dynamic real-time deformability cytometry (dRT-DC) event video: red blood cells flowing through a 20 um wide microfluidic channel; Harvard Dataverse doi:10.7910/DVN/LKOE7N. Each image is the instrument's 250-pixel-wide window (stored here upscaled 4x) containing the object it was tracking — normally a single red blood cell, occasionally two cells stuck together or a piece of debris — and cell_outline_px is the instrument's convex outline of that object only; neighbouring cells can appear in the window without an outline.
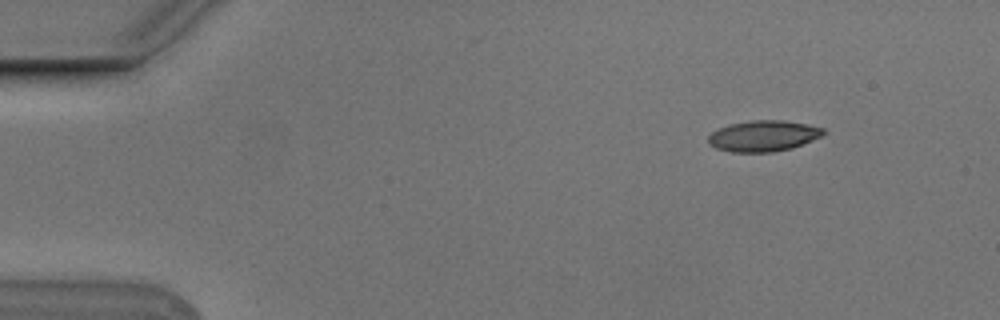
{"species": "Egyptian fruit bat (a non-hibernating species)", "species_latin": "Rousettus aegyptiacus", "temperature_condition": "cold", "stored_images_in_passage": 49, "camera_frame_rate_fps": 3000, "um_per_image_px": 0.085, "animal": {"sex": "male"}, "frame": {"image": 1, "passage_image": 1, "time_ms": 0.0, "image_size_px": [1000, 320], "cell_outline_px": [[828, 132], [812, 140], [792, 148], [772, 152], [732, 152], [716, 148], [708, 144], [708, 136], [716, 128], [728, 124], [752, 120], [784, 120], [808, 124], [824, 128]], "centroid_in_image_um": [64.87, 11.54], "position_along_channel_um": 20.1, "area_um2": 20.98}}
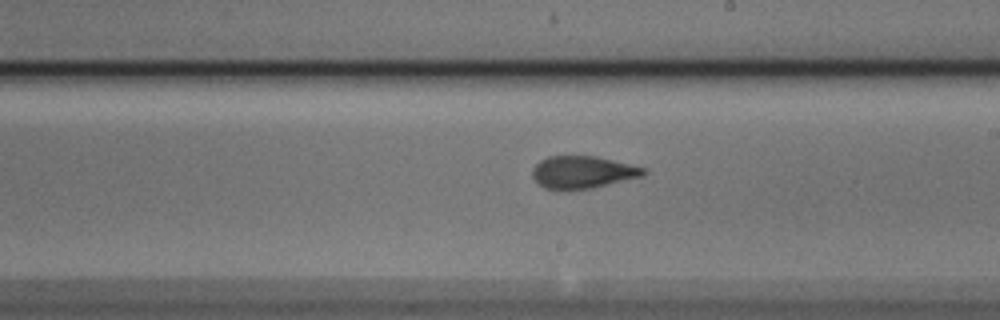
{"frame": {"image": 2, "passage_image": 26, "time_ms": 8.333, "image_size_px": [1000, 320], "cell_outline_px": [[648, 172], [644, 176], [592, 188], [544, 188], [532, 176], [532, 168], [540, 160], [548, 156], [596, 156], [648, 168]], "centroid_in_image_um": [49.59, 14.61], "position_along_channel_um": 239.4, "area_um2": 20.81}}
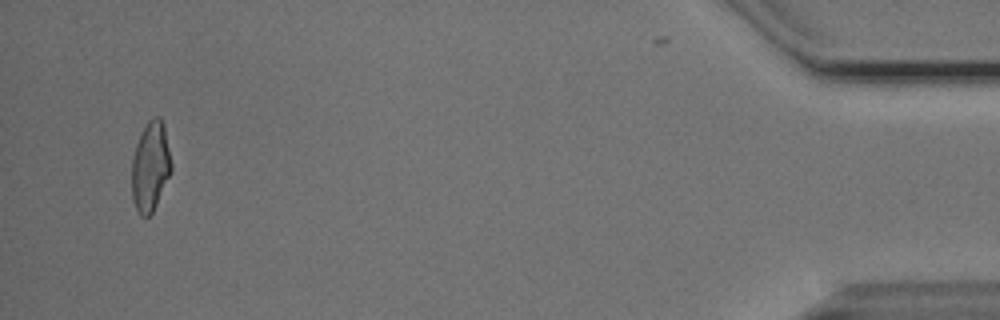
{"frame": {"image": 3, "passage_image": 47, "time_ms": 15.333, "image_size_px": [1000, 320], "cell_outline_px": [[172, 172], [152, 212], [148, 216], [140, 216], [132, 200], [132, 156], [136, 144], [148, 120], [152, 116], [160, 116], [164, 124], [172, 164]], "centroid_in_image_um": [12.79, 14.13], "position_along_channel_um": 422.4, "area_um2": 20.75}, "authors_computed_cell_mechanics": {"area_um2": 20.9814, "velocity_mm_per_s": 3.759, "shape_relaxation_time_tau1_ms": 6.2464, "shape_relaxation_time_tau2_ms": 1.8198, "deformation_change_tau1": 0.1814, "deformation_change_tau2": 0.1022}}